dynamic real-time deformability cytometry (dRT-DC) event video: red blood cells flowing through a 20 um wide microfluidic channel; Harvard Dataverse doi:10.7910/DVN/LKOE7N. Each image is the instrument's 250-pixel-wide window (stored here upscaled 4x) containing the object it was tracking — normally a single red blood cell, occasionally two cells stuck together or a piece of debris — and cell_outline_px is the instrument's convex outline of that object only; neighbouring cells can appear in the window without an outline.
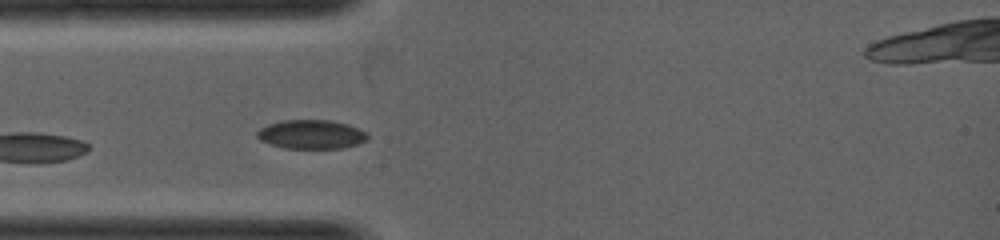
{"species": "common noctule bat (a hibernating species)", "species_latin": "Nyctalus noctula", "temperature_condition": "warm", "stored_images_in_passage": 23, "camera_frame_rate_fps": 5000, "um_per_image_px": 0.085, "animal": {"sex": "female", "body_mass_g": 19.0, "forearm_length_mm": 53.3}, "frame": {"image": 1, "passage_image": 4, "time_ms": 0.6, "image_size_px": [1000, 240], "cell_outline_px": [[368, 140], [356, 144], [340, 148], [284, 148], [260, 140], [256, 136], [256, 132], [260, 128], [268, 124], [280, 120], [332, 120], [348, 124], [368, 132]], "centroid_in_image_um": [26.47, 11.41], "position_along_channel_um": 58.5, "area_um2": 18.73}}